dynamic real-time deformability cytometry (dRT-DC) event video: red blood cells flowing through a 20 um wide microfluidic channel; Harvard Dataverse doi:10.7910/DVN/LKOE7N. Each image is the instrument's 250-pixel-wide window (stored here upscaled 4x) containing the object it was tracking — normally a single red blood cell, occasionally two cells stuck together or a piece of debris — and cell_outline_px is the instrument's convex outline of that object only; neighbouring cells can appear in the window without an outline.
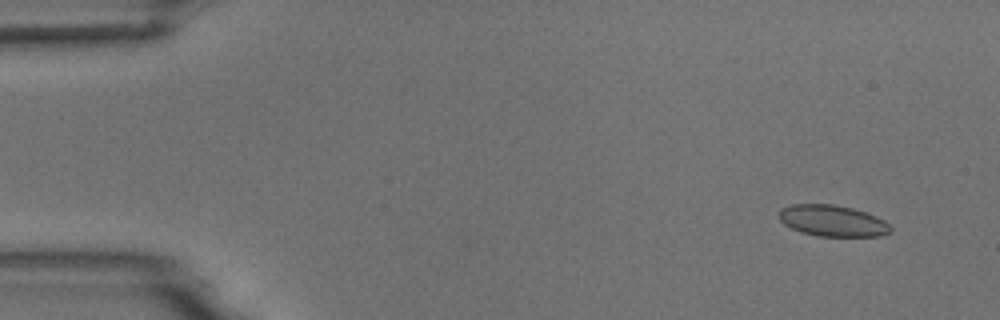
{"species": "common noctule bat (a hibernating species)", "species_latin": "Nyctalus noctula", "temperature_condition": "room temperature", "stored_images_in_passage": 6, "camera_frame_rate_fps": 3000, "um_per_image_px": 0.085, "animal": {"sex": "male", "body_mass_g": 18.8}, "frame": {"image": 1, "passage_image": 2, "time_ms": 1.0, "image_size_px": [1000, 320], "cell_outline_px": [[892, 232], [880, 236], [816, 236], [800, 232], [784, 224], [780, 220], [780, 208], [792, 204], [832, 204], [852, 208], [876, 216], [884, 220], [892, 228]], "centroid_in_image_um": [70.77, 18.77], "position_along_channel_um": 14.2, "area_um2": 20.35}}
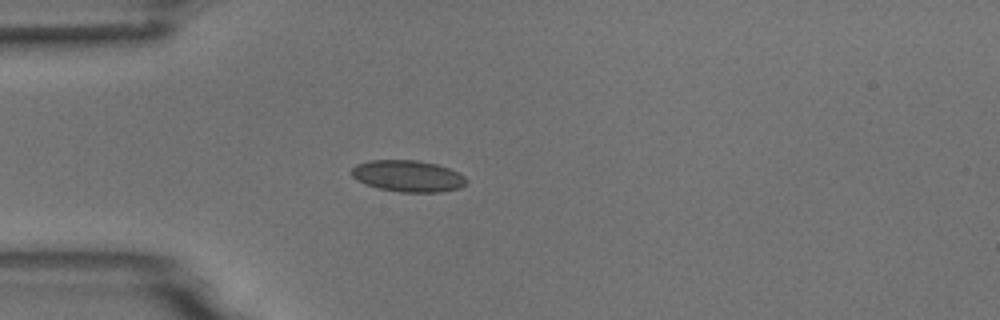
{"frame": {"image": 2, "passage_image": 5, "time_ms": 4.667, "image_size_px": [1000, 320], "cell_outline_px": [[468, 180], [460, 188], [440, 192], [400, 192], [380, 188], [364, 184], [356, 180], [352, 176], [352, 168], [356, 164], [368, 160], [420, 160], [436, 164], [448, 168], [464, 176]], "centroid_in_image_um": [34.65, 14.96], "position_along_channel_um": 50.4, "area_um2": 21.1}}